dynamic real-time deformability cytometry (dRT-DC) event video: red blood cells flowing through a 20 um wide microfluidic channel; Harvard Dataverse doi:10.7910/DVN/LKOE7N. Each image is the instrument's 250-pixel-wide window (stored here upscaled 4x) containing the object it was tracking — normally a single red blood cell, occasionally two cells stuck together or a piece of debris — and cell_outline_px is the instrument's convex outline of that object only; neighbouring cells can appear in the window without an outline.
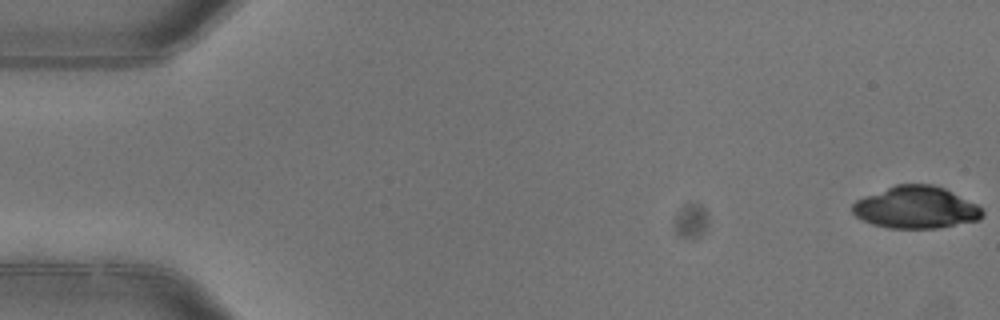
{"species": "common noctule bat (a hibernating species)", "species_latin": "Nyctalus noctula", "temperature_condition": "warm", "stored_images_in_passage": 4, "camera_frame_rate_fps": 3000, "um_per_image_px": 0.085, "animal": {"sex": "female"}, "frame": {"image": 1, "passage_image": 1, "time_ms": 0.0, "image_size_px": [1000, 320], "cell_outline_px": [[984, 216], [980, 220], [936, 228], [888, 228], [872, 224], [856, 216], [852, 212], [852, 204], [856, 200], [864, 196], [896, 184], [932, 184], [944, 188], [976, 204], [984, 212]], "centroid_in_image_um": [77.85, 17.63], "position_along_channel_um": 7.2, "area_um2": 31.79}}
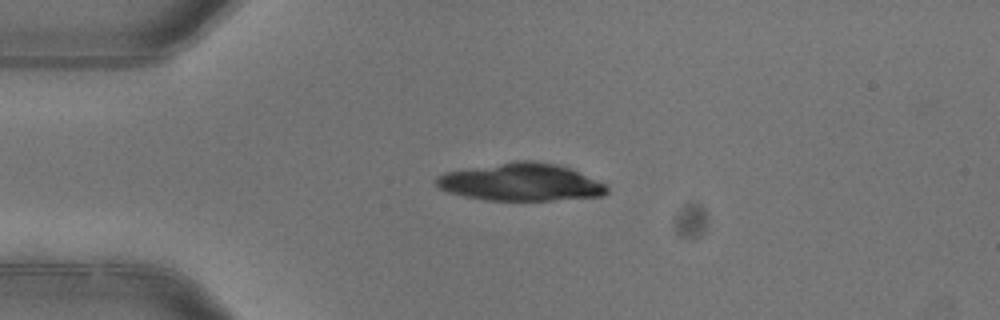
{"frame": {"image": 2, "passage_image": 4, "time_ms": 1.0, "image_size_px": [1000, 320], "cell_outline_px": [[608, 192], [604, 196], [552, 200], [484, 200], [464, 196], [448, 192], [436, 188], [436, 176], [444, 172], [516, 160], [528, 160], [556, 164], [568, 168], [596, 180], [604, 184], [608, 188]], "centroid_in_image_um": [44.22, 15.49], "position_along_channel_um": 40.8, "area_um2": 37.22}}